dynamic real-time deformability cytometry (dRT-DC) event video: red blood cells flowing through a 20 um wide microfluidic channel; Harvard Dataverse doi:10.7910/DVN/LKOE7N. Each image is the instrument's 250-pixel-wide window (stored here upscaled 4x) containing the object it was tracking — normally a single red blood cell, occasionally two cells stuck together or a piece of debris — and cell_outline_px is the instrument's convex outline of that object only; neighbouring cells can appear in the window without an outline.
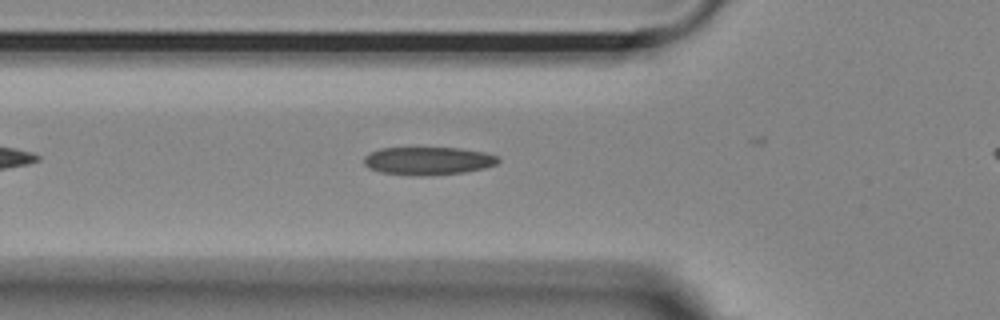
{"species": "Egyptian fruit bat (a non-hibernating species)", "species_latin": "Rousettus aegyptiacus", "temperature_condition": "room temperature", "stored_images_in_passage": 29, "camera_frame_rate_fps": 3000, "um_per_image_px": 0.085, "animal": {"sex": "female"}, "frame": {"image": 1, "passage_image": 8, "time_ms": 2.333, "image_size_px": [1000, 320], "cell_outline_px": [[500, 160], [496, 164], [484, 168], [464, 172], [380, 172], [368, 168], [364, 164], [364, 156], [380, 148], [460, 148], [484, 152], [500, 156]], "centroid_in_image_um": [36.43, 13.6], "position_along_channel_um": 89.4, "area_um2": 20.63}}
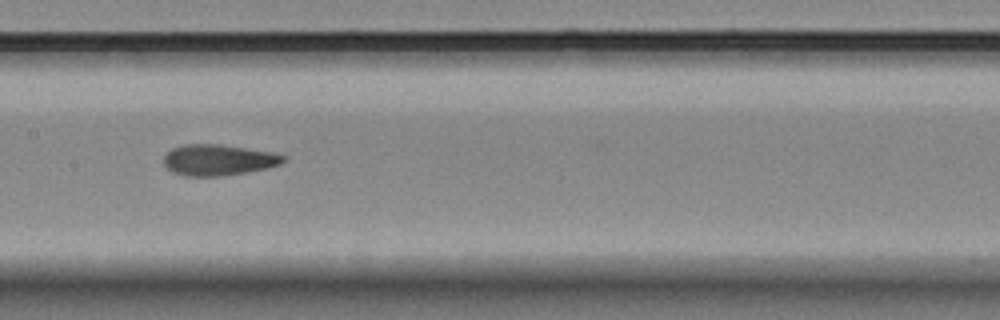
{"frame": {"image": 2, "passage_image": 16, "time_ms": 5.0, "image_size_px": [1000, 320], "cell_outline_px": [[284, 160], [280, 164], [264, 168], [244, 172], [220, 176], [184, 176], [172, 172], [164, 164], [164, 156], [172, 148], [184, 144], [220, 144], [276, 152], [284, 156]], "centroid_in_image_um": [18.53, 13.58], "position_along_channel_um": 188.9, "area_um2": 21.5}}
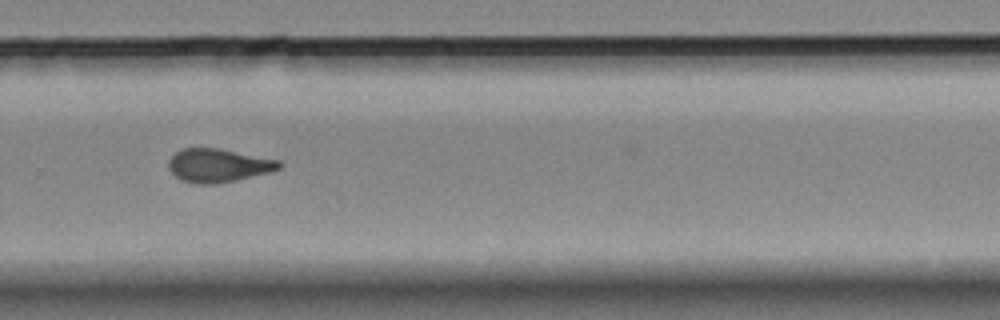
{"frame": {"image": 3, "passage_image": 26, "time_ms": 8.333, "image_size_px": [1000, 320], "cell_outline_px": [[284, 164], [280, 168], [268, 172], [236, 180], [216, 184], [196, 184], [180, 180], [168, 168], [168, 160], [180, 148], [220, 148], [280, 160]], "centroid_in_image_um": [18.55, 14.05], "position_along_channel_um": 311.3, "area_um2": 21.68}}